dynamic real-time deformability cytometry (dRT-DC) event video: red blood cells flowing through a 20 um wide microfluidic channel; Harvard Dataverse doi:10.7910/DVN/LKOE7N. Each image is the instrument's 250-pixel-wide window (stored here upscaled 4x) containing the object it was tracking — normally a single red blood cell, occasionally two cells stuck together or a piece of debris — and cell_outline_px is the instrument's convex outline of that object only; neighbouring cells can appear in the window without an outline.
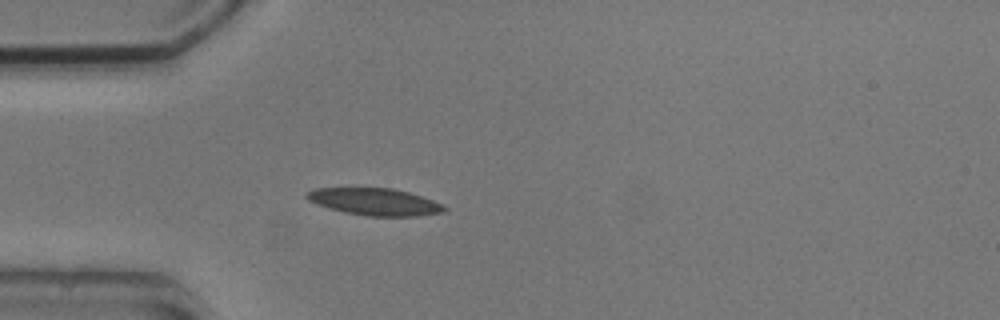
{"species": "common noctule bat (a hibernating species)", "species_latin": "Nyctalus noctula", "temperature_condition": "cold", "stored_images_in_passage": 5, "camera_frame_rate_fps": 3000, "um_per_image_px": 0.085, "animal": {"sex": "male", "body_mass_g": 20.5, "forearm_length_mm": 52.5}, "frame": {"image": 1, "passage_image": 5, "time_ms": 4.667, "image_size_px": [1000, 320], "cell_outline_px": [[448, 208], [444, 212], [416, 216], [368, 216], [344, 212], [328, 208], [308, 200], [304, 196], [308, 192], [316, 188], [392, 188], [408, 192], [444, 204]], "centroid_in_image_um": [31.87, 17.15], "position_along_channel_um": 53.1, "area_um2": 21.62}}